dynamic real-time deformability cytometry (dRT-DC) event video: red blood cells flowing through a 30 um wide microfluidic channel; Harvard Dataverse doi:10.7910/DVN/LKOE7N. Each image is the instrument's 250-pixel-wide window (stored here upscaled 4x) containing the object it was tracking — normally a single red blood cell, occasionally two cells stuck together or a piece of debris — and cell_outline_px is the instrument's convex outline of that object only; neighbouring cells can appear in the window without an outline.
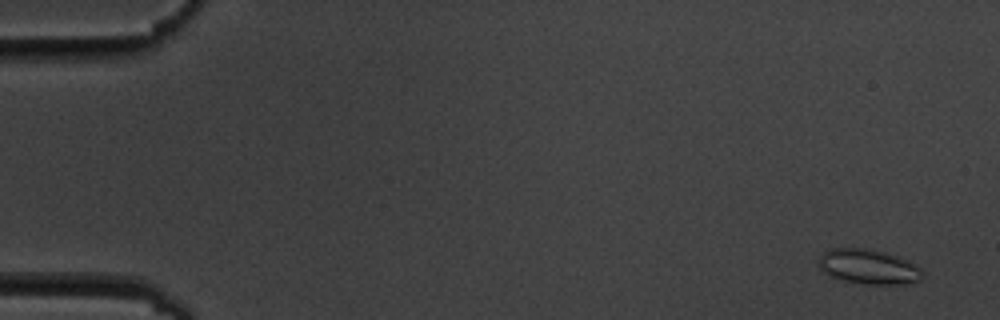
{"species": "common noctule bat (a hibernating species)", "species_latin": "Nyctalus noctula", "temperature_condition": "cold", "stored_images_in_passage": 5, "camera_frame_rate_fps": 3000, "um_per_image_px": 0.085, "animal": {"sex": "male", "body_mass_g": 19.5, "forearm_length_mm": 54.6}, "frame": {"image": 1, "passage_image": 1, "time_ms": 0.0, "image_size_px": [1000, 320], "cell_outline_px": [[924, 276], [920, 280], [908, 284], [868, 284], [844, 280], [832, 276], [824, 272], [816, 264], [820, 256], [824, 252], [832, 248], [864, 248], [884, 252], [896, 256], [920, 268], [924, 272]], "centroid_in_image_um": [73.81, 22.67], "position_along_channel_um": 11.2, "area_um2": 20.87}}
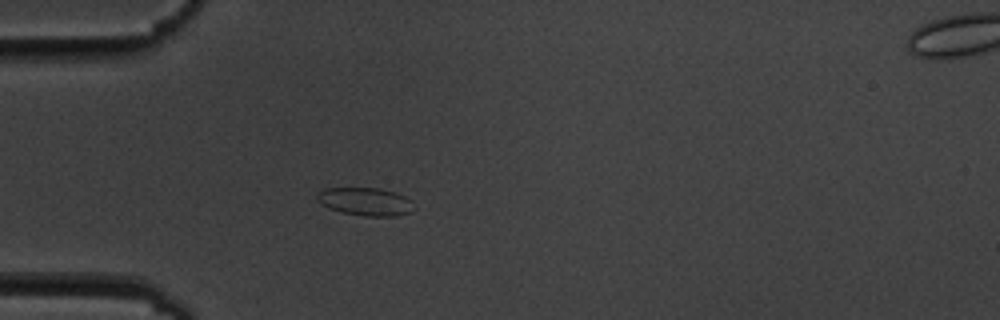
{"frame": {"image": 2, "passage_image": 5, "time_ms": 4.667, "image_size_px": [1000, 320], "cell_outline_px": [[416, 208], [412, 212], [396, 216], [364, 216], [340, 212], [328, 208], [320, 204], [316, 200], [316, 196], [324, 188], [380, 188], [396, 192], [412, 200]], "centroid_in_image_um": [31.09, 17.14], "position_along_channel_um": 53.9, "area_um2": 16.13}}